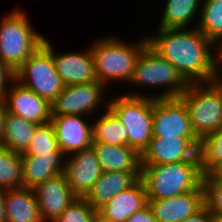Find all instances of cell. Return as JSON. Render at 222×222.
Masks as SVG:
<instances>
[{
	"label": "cell",
	"mask_w": 222,
	"mask_h": 222,
	"mask_svg": "<svg viewBox=\"0 0 222 222\" xmlns=\"http://www.w3.org/2000/svg\"><path fill=\"white\" fill-rule=\"evenodd\" d=\"M44 39L23 11L13 9L0 21V60L15 73Z\"/></svg>",
	"instance_id": "obj_5"
},
{
	"label": "cell",
	"mask_w": 222,
	"mask_h": 222,
	"mask_svg": "<svg viewBox=\"0 0 222 222\" xmlns=\"http://www.w3.org/2000/svg\"><path fill=\"white\" fill-rule=\"evenodd\" d=\"M92 143L128 145V131L108 109V101L105 102L104 114L92 123Z\"/></svg>",
	"instance_id": "obj_24"
},
{
	"label": "cell",
	"mask_w": 222,
	"mask_h": 222,
	"mask_svg": "<svg viewBox=\"0 0 222 222\" xmlns=\"http://www.w3.org/2000/svg\"><path fill=\"white\" fill-rule=\"evenodd\" d=\"M198 138L152 137L141 155V164H169L200 161Z\"/></svg>",
	"instance_id": "obj_11"
},
{
	"label": "cell",
	"mask_w": 222,
	"mask_h": 222,
	"mask_svg": "<svg viewBox=\"0 0 222 222\" xmlns=\"http://www.w3.org/2000/svg\"><path fill=\"white\" fill-rule=\"evenodd\" d=\"M43 45L52 53L57 73L64 86L97 81L90 47L84 52L71 51L56 55L55 49L48 39H44Z\"/></svg>",
	"instance_id": "obj_16"
},
{
	"label": "cell",
	"mask_w": 222,
	"mask_h": 222,
	"mask_svg": "<svg viewBox=\"0 0 222 222\" xmlns=\"http://www.w3.org/2000/svg\"><path fill=\"white\" fill-rule=\"evenodd\" d=\"M199 157L203 175L212 174L222 164V128L200 141Z\"/></svg>",
	"instance_id": "obj_28"
},
{
	"label": "cell",
	"mask_w": 222,
	"mask_h": 222,
	"mask_svg": "<svg viewBox=\"0 0 222 222\" xmlns=\"http://www.w3.org/2000/svg\"><path fill=\"white\" fill-rule=\"evenodd\" d=\"M142 38L136 43L128 44V42L118 39V36H106L98 38L94 44H91L90 50L97 81L106 88H108L107 84H112V82L128 84L137 58L148 45L147 38Z\"/></svg>",
	"instance_id": "obj_2"
},
{
	"label": "cell",
	"mask_w": 222,
	"mask_h": 222,
	"mask_svg": "<svg viewBox=\"0 0 222 222\" xmlns=\"http://www.w3.org/2000/svg\"><path fill=\"white\" fill-rule=\"evenodd\" d=\"M219 62L220 63H218V67H217V77H216V80L222 86V64H221V60H219Z\"/></svg>",
	"instance_id": "obj_37"
},
{
	"label": "cell",
	"mask_w": 222,
	"mask_h": 222,
	"mask_svg": "<svg viewBox=\"0 0 222 222\" xmlns=\"http://www.w3.org/2000/svg\"><path fill=\"white\" fill-rule=\"evenodd\" d=\"M33 191L44 222H53L77 198L64 173L36 185Z\"/></svg>",
	"instance_id": "obj_14"
},
{
	"label": "cell",
	"mask_w": 222,
	"mask_h": 222,
	"mask_svg": "<svg viewBox=\"0 0 222 222\" xmlns=\"http://www.w3.org/2000/svg\"><path fill=\"white\" fill-rule=\"evenodd\" d=\"M12 82V85L9 83V87L1 99L6 110L38 125L50 122V103L32 90L22 86L15 79Z\"/></svg>",
	"instance_id": "obj_12"
},
{
	"label": "cell",
	"mask_w": 222,
	"mask_h": 222,
	"mask_svg": "<svg viewBox=\"0 0 222 222\" xmlns=\"http://www.w3.org/2000/svg\"><path fill=\"white\" fill-rule=\"evenodd\" d=\"M200 161L141 164V180L148 200H161L194 190H204Z\"/></svg>",
	"instance_id": "obj_3"
},
{
	"label": "cell",
	"mask_w": 222,
	"mask_h": 222,
	"mask_svg": "<svg viewBox=\"0 0 222 222\" xmlns=\"http://www.w3.org/2000/svg\"><path fill=\"white\" fill-rule=\"evenodd\" d=\"M106 89L98 81L65 86L50 104L51 116H90L97 113L98 107L101 106L100 103L104 101L103 97Z\"/></svg>",
	"instance_id": "obj_9"
},
{
	"label": "cell",
	"mask_w": 222,
	"mask_h": 222,
	"mask_svg": "<svg viewBox=\"0 0 222 222\" xmlns=\"http://www.w3.org/2000/svg\"><path fill=\"white\" fill-rule=\"evenodd\" d=\"M220 60L222 62V49L220 50Z\"/></svg>",
	"instance_id": "obj_41"
},
{
	"label": "cell",
	"mask_w": 222,
	"mask_h": 222,
	"mask_svg": "<svg viewBox=\"0 0 222 222\" xmlns=\"http://www.w3.org/2000/svg\"><path fill=\"white\" fill-rule=\"evenodd\" d=\"M64 160L65 155L62 152L22 155L23 187L33 189L45 180L63 173Z\"/></svg>",
	"instance_id": "obj_20"
},
{
	"label": "cell",
	"mask_w": 222,
	"mask_h": 222,
	"mask_svg": "<svg viewBox=\"0 0 222 222\" xmlns=\"http://www.w3.org/2000/svg\"><path fill=\"white\" fill-rule=\"evenodd\" d=\"M214 215L204 205L199 211L181 222H213Z\"/></svg>",
	"instance_id": "obj_34"
},
{
	"label": "cell",
	"mask_w": 222,
	"mask_h": 222,
	"mask_svg": "<svg viewBox=\"0 0 222 222\" xmlns=\"http://www.w3.org/2000/svg\"><path fill=\"white\" fill-rule=\"evenodd\" d=\"M4 203V189L0 188V222H6V211Z\"/></svg>",
	"instance_id": "obj_36"
},
{
	"label": "cell",
	"mask_w": 222,
	"mask_h": 222,
	"mask_svg": "<svg viewBox=\"0 0 222 222\" xmlns=\"http://www.w3.org/2000/svg\"><path fill=\"white\" fill-rule=\"evenodd\" d=\"M81 115L51 116L56 140L65 156L92 146V123Z\"/></svg>",
	"instance_id": "obj_15"
},
{
	"label": "cell",
	"mask_w": 222,
	"mask_h": 222,
	"mask_svg": "<svg viewBox=\"0 0 222 222\" xmlns=\"http://www.w3.org/2000/svg\"><path fill=\"white\" fill-rule=\"evenodd\" d=\"M213 222H222V217L214 216V221Z\"/></svg>",
	"instance_id": "obj_40"
},
{
	"label": "cell",
	"mask_w": 222,
	"mask_h": 222,
	"mask_svg": "<svg viewBox=\"0 0 222 222\" xmlns=\"http://www.w3.org/2000/svg\"><path fill=\"white\" fill-rule=\"evenodd\" d=\"M65 159L63 173L67 183L77 197L84 198L103 172L94 148L74 152Z\"/></svg>",
	"instance_id": "obj_13"
},
{
	"label": "cell",
	"mask_w": 222,
	"mask_h": 222,
	"mask_svg": "<svg viewBox=\"0 0 222 222\" xmlns=\"http://www.w3.org/2000/svg\"><path fill=\"white\" fill-rule=\"evenodd\" d=\"M139 178L132 172L103 171L84 199L96 210L116 194L131 187Z\"/></svg>",
	"instance_id": "obj_21"
},
{
	"label": "cell",
	"mask_w": 222,
	"mask_h": 222,
	"mask_svg": "<svg viewBox=\"0 0 222 222\" xmlns=\"http://www.w3.org/2000/svg\"><path fill=\"white\" fill-rule=\"evenodd\" d=\"M15 80L50 104L65 87L52 53L43 44L16 70Z\"/></svg>",
	"instance_id": "obj_8"
},
{
	"label": "cell",
	"mask_w": 222,
	"mask_h": 222,
	"mask_svg": "<svg viewBox=\"0 0 222 222\" xmlns=\"http://www.w3.org/2000/svg\"><path fill=\"white\" fill-rule=\"evenodd\" d=\"M50 152H62L56 140L55 130L51 122L38 125L33 133L28 148L22 155H41Z\"/></svg>",
	"instance_id": "obj_29"
},
{
	"label": "cell",
	"mask_w": 222,
	"mask_h": 222,
	"mask_svg": "<svg viewBox=\"0 0 222 222\" xmlns=\"http://www.w3.org/2000/svg\"><path fill=\"white\" fill-rule=\"evenodd\" d=\"M98 210L77 197L53 222H93Z\"/></svg>",
	"instance_id": "obj_31"
},
{
	"label": "cell",
	"mask_w": 222,
	"mask_h": 222,
	"mask_svg": "<svg viewBox=\"0 0 222 222\" xmlns=\"http://www.w3.org/2000/svg\"><path fill=\"white\" fill-rule=\"evenodd\" d=\"M204 204L217 217H222V180L213 174L203 175Z\"/></svg>",
	"instance_id": "obj_30"
},
{
	"label": "cell",
	"mask_w": 222,
	"mask_h": 222,
	"mask_svg": "<svg viewBox=\"0 0 222 222\" xmlns=\"http://www.w3.org/2000/svg\"><path fill=\"white\" fill-rule=\"evenodd\" d=\"M93 222H110L109 220L104 219L102 216H100L98 213L95 216Z\"/></svg>",
	"instance_id": "obj_39"
},
{
	"label": "cell",
	"mask_w": 222,
	"mask_h": 222,
	"mask_svg": "<svg viewBox=\"0 0 222 222\" xmlns=\"http://www.w3.org/2000/svg\"><path fill=\"white\" fill-rule=\"evenodd\" d=\"M149 36L146 37L149 47L169 61L188 84L216 80L220 49L197 25L193 28H158L155 35Z\"/></svg>",
	"instance_id": "obj_1"
},
{
	"label": "cell",
	"mask_w": 222,
	"mask_h": 222,
	"mask_svg": "<svg viewBox=\"0 0 222 222\" xmlns=\"http://www.w3.org/2000/svg\"><path fill=\"white\" fill-rule=\"evenodd\" d=\"M38 124L26 121L7 111L4 120L1 146L22 154L29 146Z\"/></svg>",
	"instance_id": "obj_23"
},
{
	"label": "cell",
	"mask_w": 222,
	"mask_h": 222,
	"mask_svg": "<svg viewBox=\"0 0 222 222\" xmlns=\"http://www.w3.org/2000/svg\"><path fill=\"white\" fill-rule=\"evenodd\" d=\"M216 178L222 180V164L212 173Z\"/></svg>",
	"instance_id": "obj_38"
},
{
	"label": "cell",
	"mask_w": 222,
	"mask_h": 222,
	"mask_svg": "<svg viewBox=\"0 0 222 222\" xmlns=\"http://www.w3.org/2000/svg\"><path fill=\"white\" fill-rule=\"evenodd\" d=\"M7 110L4 102L0 99V146L2 142V134L4 129V120L6 116Z\"/></svg>",
	"instance_id": "obj_35"
},
{
	"label": "cell",
	"mask_w": 222,
	"mask_h": 222,
	"mask_svg": "<svg viewBox=\"0 0 222 222\" xmlns=\"http://www.w3.org/2000/svg\"><path fill=\"white\" fill-rule=\"evenodd\" d=\"M15 79V73L0 60V99L8 89V83ZM8 81V82H7Z\"/></svg>",
	"instance_id": "obj_32"
},
{
	"label": "cell",
	"mask_w": 222,
	"mask_h": 222,
	"mask_svg": "<svg viewBox=\"0 0 222 222\" xmlns=\"http://www.w3.org/2000/svg\"><path fill=\"white\" fill-rule=\"evenodd\" d=\"M153 137L197 138L180 98H154Z\"/></svg>",
	"instance_id": "obj_10"
},
{
	"label": "cell",
	"mask_w": 222,
	"mask_h": 222,
	"mask_svg": "<svg viewBox=\"0 0 222 222\" xmlns=\"http://www.w3.org/2000/svg\"><path fill=\"white\" fill-rule=\"evenodd\" d=\"M165 3L158 28H190L194 17L200 16L202 0H167Z\"/></svg>",
	"instance_id": "obj_25"
},
{
	"label": "cell",
	"mask_w": 222,
	"mask_h": 222,
	"mask_svg": "<svg viewBox=\"0 0 222 222\" xmlns=\"http://www.w3.org/2000/svg\"><path fill=\"white\" fill-rule=\"evenodd\" d=\"M102 171L132 172L141 178V155L128 145L92 143Z\"/></svg>",
	"instance_id": "obj_19"
},
{
	"label": "cell",
	"mask_w": 222,
	"mask_h": 222,
	"mask_svg": "<svg viewBox=\"0 0 222 222\" xmlns=\"http://www.w3.org/2000/svg\"><path fill=\"white\" fill-rule=\"evenodd\" d=\"M126 93L109 99L108 109L125 125L128 146L142 155L153 137L154 98L149 94Z\"/></svg>",
	"instance_id": "obj_4"
},
{
	"label": "cell",
	"mask_w": 222,
	"mask_h": 222,
	"mask_svg": "<svg viewBox=\"0 0 222 222\" xmlns=\"http://www.w3.org/2000/svg\"><path fill=\"white\" fill-rule=\"evenodd\" d=\"M197 28L222 49V0H202Z\"/></svg>",
	"instance_id": "obj_26"
},
{
	"label": "cell",
	"mask_w": 222,
	"mask_h": 222,
	"mask_svg": "<svg viewBox=\"0 0 222 222\" xmlns=\"http://www.w3.org/2000/svg\"><path fill=\"white\" fill-rule=\"evenodd\" d=\"M23 187L22 154L0 146V188Z\"/></svg>",
	"instance_id": "obj_27"
},
{
	"label": "cell",
	"mask_w": 222,
	"mask_h": 222,
	"mask_svg": "<svg viewBox=\"0 0 222 222\" xmlns=\"http://www.w3.org/2000/svg\"><path fill=\"white\" fill-rule=\"evenodd\" d=\"M128 84L149 88L163 86L160 93L150 96L155 99L179 98L188 86L176 68L169 61L160 57L149 45L141 51L137 58Z\"/></svg>",
	"instance_id": "obj_7"
},
{
	"label": "cell",
	"mask_w": 222,
	"mask_h": 222,
	"mask_svg": "<svg viewBox=\"0 0 222 222\" xmlns=\"http://www.w3.org/2000/svg\"><path fill=\"white\" fill-rule=\"evenodd\" d=\"M6 222H44L32 188L4 190Z\"/></svg>",
	"instance_id": "obj_22"
},
{
	"label": "cell",
	"mask_w": 222,
	"mask_h": 222,
	"mask_svg": "<svg viewBox=\"0 0 222 222\" xmlns=\"http://www.w3.org/2000/svg\"><path fill=\"white\" fill-rule=\"evenodd\" d=\"M179 98L188 109L191 127L200 141L222 128V86L217 80L190 83Z\"/></svg>",
	"instance_id": "obj_6"
},
{
	"label": "cell",
	"mask_w": 222,
	"mask_h": 222,
	"mask_svg": "<svg viewBox=\"0 0 222 222\" xmlns=\"http://www.w3.org/2000/svg\"><path fill=\"white\" fill-rule=\"evenodd\" d=\"M125 222H158L150 207L147 205L138 212H135L131 217H129Z\"/></svg>",
	"instance_id": "obj_33"
},
{
	"label": "cell",
	"mask_w": 222,
	"mask_h": 222,
	"mask_svg": "<svg viewBox=\"0 0 222 222\" xmlns=\"http://www.w3.org/2000/svg\"><path fill=\"white\" fill-rule=\"evenodd\" d=\"M148 205L145 186L139 178L131 187L116 194L98 209V214L110 222H125L135 212Z\"/></svg>",
	"instance_id": "obj_18"
},
{
	"label": "cell",
	"mask_w": 222,
	"mask_h": 222,
	"mask_svg": "<svg viewBox=\"0 0 222 222\" xmlns=\"http://www.w3.org/2000/svg\"><path fill=\"white\" fill-rule=\"evenodd\" d=\"M204 205V190H194L161 200H148V206L158 222H181Z\"/></svg>",
	"instance_id": "obj_17"
}]
</instances>
